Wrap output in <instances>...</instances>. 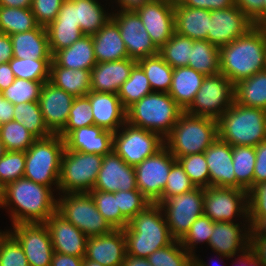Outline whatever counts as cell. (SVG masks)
<instances>
[{
  "mask_svg": "<svg viewBox=\"0 0 266 266\" xmlns=\"http://www.w3.org/2000/svg\"><path fill=\"white\" fill-rule=\"evenodd\" d=\"M238 260L240 261L239 266H265L253 255V253L249 249L241 253Z\"/></svg>",
  "mask_w": 266,
  "mask_h": 266,
  "instance_id": "67",
  "label": "cell"
},
{
  "mask_svg": "<svg viewBox=\"0 0 266 266\" xmlns=\"http://www.w3.org/2000/svg\"><path fill=\"white\" fill-rule=\"evenodd\" d=\"M151 92L153 91L144 70L136 63L131 69L129 78L122 84L117 94L122 106L127 109Z\"/></svg>",
  "mask_w": 266,
  "mask_h": 266,
  "instance_id": "40",
  "label": "cell"
},
{
  "mask_svg": "<svg viewBox=\"0 0 266 266\" xmlns=\"http://www.w3.org/2000/svg\"><path fill=\"white\" fill-rule=\"evenodd\" d=\"M176 161L164 146L134 167L137 189L152 203L162 196L170 169Z\"/></svg>",
  "mask_w": 266,
  "mask_h": 266,
  "instance_id": "14",
  "label": "cell"
},
{
  "mask_svg": "<svg viewBox=\"0 0 266 266\" xmlns=\"http://www.w3.org/2000/svg\"><path fill=\"white\" fill-rule=\"evenodd\" d=\"M193 266H209L206 262L200 260L197 256H193Z\"/></svg>",
  "mask_w": 266,
  "mask_h": 266,
  "instance_id": "72",
  "label": "cell"
},
{
  "mask_svg": "<svg viewBox=\"0 0 266 266\" xmlns=\"http://www.w3.org/2000/svg\"><path fill=\"white\" fill-rule=\"evenodd\" d=\"M13 57L18 59H52L45 26L10 35Z\"/></svg>",
  "mask_w": 266,
  "mask_h": 266,
  "instance_id": "30",
  "label": "cell"
},
{
  "mask_svg": "<svg viewBox=\"0 0 266 266\" xmlns=\"http://www.w3.org/2000/svg\"><path fill=\"white\" fill-rule=\"evenodd\" d=\"M126 254L123 229H114L105 235L88 237L84 258L103 266H122Z\"/></svg>",
  "mask_w": 266,
  "mask_h": 266,
  "instance_id": "23",
  "label": "cell"
},
{
  "mask_svg": "<svg viewBox=\"0 0 266 266\" xmlns=\"http://www.w3.org/2000/svg\"><path fill=\"white\" fill-rule=\"evenodd\" d=\"M234 102V83L222 73L206 76L185 112L218 119Z\"/></svg>",
  "mask_w": 266,
  "mask_h": 266,
  "instance_id": "11",
  "label": "cell"
},
{
  "mask_svg": "<svg viewBox=\"0 0 266 266\" xmlns=\"http://www.w3.org/2000/svg\"><path fill=\"white\" fill-rule=\"evenodd\" d=\"M248 249L266 266V236L249 235Z\"/></svg>",
  "mask_w": 266,
  "mask_h": 266,
  "instance_id": "61",
  "label": "cell"
},
{
  "mask_svg": "<svg viewBox=\"0 0 266 266\" xmlns=\"http://www.w3.org/2000/svg\"><path fill=\"white\" fill-rule=\"evenodd\" d=\"M91 70L62 68L53 60L50 64V82L74 97L86 96L91 91Z\"/></svg>",
  "mask_w": 266,
  "mask_h": 266,
  "instance_id": "34",
  "label": "cell"
},
{
  "mask_svg": "<svg viewBox=\"0 0 266 266\" xmlns=\"http://www.w3.org/2000/svg\"><path fill=\"white\" fill-rule=\"evenodd\" d=\"M252 27L251 21L236 5L210 11L207 41L219 48L246 34Z\"/></svg>",
  "mask_w": 266,
  "mask_h": 266,
  "instance_id": "17",
  "label": "cell"
},
{
  "mask_svg": "<svg viewBox=\"0 0 266 266\" xmlns=\"http://www.w3.org/2000/svg\"><path fill=\"white\" fill-rule=\"evenodd\" d=\"M13 120L22 124L36 138L52 135L45 125L38 101L14 105Z\"/></svg>",
  "mask_w": 266,
  "mask_h": 266,
  "instance_id": "41",
  "label": "cell"
},
{
  "mask_svg": "<svg viewBox=\"0 0 266 266\" xmlns=\"http://www.w3.org/2000/svg\"><path fill=\"white\" fill-rule=\"evenodd\" d=\"M176 160L196 187L210 186V173L204 152L178 157Z\"/></svg>",
  "mask_w": 266,
  "mask_h": 266,
  "instance_id": "50",
  "label": "cell"
},
{
  "mask_svg": "<svg viewBox=\"0 0 266 266\" xmlns=\"http://www.w3.org/2000/svg\"><path fill=\"white\" fill-rule=\"evenodd\" d=\"M92 39L97 63L129 58L119 27L112 18L92 35Z\"/></svg>",
  "mask_w": 266,
  "mask_h": 266,
  "instance_id": "29",
  "label": "cell"
},
{
  "mask_svg": "<svg viewBox=\"0 0 266 266\" xmlns=\"http://www.w3.org/2000/svg\"><path fill=\"white\" fill-rule=\"evenodd\" d=\"M247 225L243 230V228L240 229L239 223L214 222V230L208 245L223 258H231L237 253H243L249 245L250 226Z\"/></svg>",
  "mask_w": 266,
  "mask_h": 266,
  "instance_id": "26",
  "label": "cell"
},
{
  "mask_svg": "<svg viewBox=\"0 0 266 266\" xmlns=\"http://www.w3.org/2000/svg\"><path fill=\"white\" fill-rule=\"evenodd\" d=\"M152 42L160 49L175 33L174 5L152 0L135 10Z\"/></svg>",
  "mask_w": 266,
  "mask_h": 266,
  "instance_id": "19",
  "label": "cell"
},
{
  "mask_svg": "<svg viewBox=\"0 0 266 266\" xmlns=\"http://www.w3.org/2000/svg\"><path fill=\"white\" fill-rule=\"evenodd\" d=\"M86 96L91 104L94 125L115 133L126 123V109L118 94L91 90Z\"/></svg>",
  "mask_w": 266,
  "mask_h": 266,
  "instance_id": "25",
  "label": "cell"
},
{
  "mask_svg": "<svg viewBox=\"0 0 266 266\" xmlns=\"http://www.w3.org/2000/svg\"><path fill=\"white\" fill-rule=\"evenodd\" d=\"M7 152L6 148H5V145L1 139V135H0V158H2L5 153Z\"/></svg>",
  "mask_w": 266,
  "mask_h": 266,
  "instance_id": "74",
  "label": "cell"
},
{
  "mask_svg": "<svg viewBox=\"0 0 266 266\" xmlns=\"http://www.w3.org/2000/svg\"><path fill=\"white\" fill-rule=\"evenodd\" d=\"M60 197L57 198V212L87 237L105 235L114 230L97 210L89 193H65Z\"/></svg>",
  "mask_w": 266,
  "mask_h": 266,
  "instance_id": "9",
  "label": "cell"
},
{
  "mask_svg": "<svg viewBox=\"0 0 266 266\" xmlns=\"http://www.w3.org/2000/svg\"><path fill=\"white\" fill-rule=\"evenodd\" d=\"M218 138L231 146H257L266 140V110L236 103L217 119Z\"/></svg>",
  "mask_w": 266,
  "mask_h": 266,
  "instance_id": "4",
  "label": "cell"
},
{
  "mask_svg": "<svg viewBox=\"0 0 266 266\" xmlns=\"http://www.w3.org/2000/svg\"><path fill=\"white\" fill-rule=\"evenodd\" d=\"M204 155L210 173V186L237 189L232 146L217 138L204 151Z\"/></svg>",
  "mask_w": 266,
  "mask_h": 266,
  "instance_id": "24",
  "label": "cell"
},
{
  "mask_svg": "<svg viewBox=\"0 0 266 266\" xmlns=\"http://www.w3.org/2000/svg\"><path fill=\"white\" fill-rule=\"evenodd\" d=\"M0 135L7 151L26 152L37 139L22 124L14 120L0 125Z\"/></svg>",
  "mask_w": 266,
  "mask_h": 266,
  "instance_id": "47",
  "label": "cell"
},
{
  "mask_svg": "<svg viewBox=\"0 0 266 266\" xmlns=\"http://www.w3.org/2000/svg\"><path fill=\"white\" fill-rule=\"evenodd\" d=\"M235 5L251 21H254L263 10V0H235Z\"/></svg>",
  "mask_w": 266,
  "mask_h": 266,
  "instance_id": "60",
  "label": "cell"
},
{
  "mask_svg": "<svg viewBox=\"0 0 266 266\" xmlns=\"http://www.w3.org/2000/svg\"><path fill=\"white\" fill-rule=\"evenodd\" d=\"M52 59H18L13 57L9 65L15 78L31 81H49Z\"/></svg>",
  "mask_w": 266,
  "mask_h": 266,
  "instance_id": "45",
  "label": "cell"
},
{
  "mask_svg": "<svg viewBox=\"0 0 266 266\" xmlns=\"http://www.w3.org/2000/svg\"><path fill=\"white\" fill-rule=\"evenodd\" d=\"M193 40L176 32L159 49V55L172 68L188 66Z\"/></svg>",
  "mask_w": 266,
  "mask_h": 266,
  "instance_id": "42",
  "label": "cell"
},
{
  "mask_svg": "<svg viewBox=\"0 0 266 266\" xmlns=\"http://www.w3.org/2000/svg\"><path fill=\"white\" fill-rule=\"evenodd\" d=\"M74 98L50 81L43 84L38 102L45 125L52 134L64 129Z\"/></svg>",
  "mask_w": 266,
  "mask_h": 266,
  "instance_id": "21",
  "label": "cell"
},
{
  "mask_svg": "<svg viewBox=\"0 0 266 266\" xmlns=\"http://www.w3.org/2000/svg\"><path fill=\"white\" fill-rule=\"evenodd\" d=\"M51 190L54 191L25 177L8 183L2 196V207L10 208L12 225L45 223L57 211V199Z\"/></svg>",
  "mask_w": 266,
  "mask_h": 266,
  "instance_id": "1",
  "label": "cell"
},
{
  "mask_svg": "<svg viewBox=\"0 0 266 266\" xmlns=\"http://www.w3.org/2000/svg\"><path fill=\"white\" fill-rule=\"evenodd\" d=\"M14 104L0 93V125L13 120Z\"/></svg>",
  "mask_w": 266,
  "mask_h": 266,
  "instance_id": "66",
  "label": "cell"
},
{
  "mask_svg": "<svg viewBox=\"0 0 266 266\" xmlns=\"http://www.w3.org/2000/svg\"><path fill=\"white\" fill-rule=\"evenodd\" d=\"M248 216H266V182L248 191Z\"/></svg>",
  "mask_w": 266,
  "mask_h": 266,
  "instance_id": "57",
  "label": "cell"
},
{
  "mask_svg": "<svg viewBox=\"0 0 266 266\" xmlns=\"http://www.w3.org/2000/svg\"><path fill=\"white\" fill-rule=\"evenodd\" d=\"M266 60V29L252 27L246 34L220 47V73L236 84L263 71Z\"/></svg>",
  "mask_w": 266,
  "mask_h": 266,
  "instance_id": "2",
  "label": "cell"
},
{
  "mask_svg": "<svg viewBox=\"0 0 266 266\" xmlns=\"http://www.w3.org/2000/svg\"><path fill=\"white\" fill-rule=\"evenodd\" d=\"M123 126L113 135V151L130 166L135 167L165 146L164 139L154 132L127 122Z\"/></svg>",
  "mask_w": 266,
  "mask_h": 266,
  "instance_id": "10",
  "label": "cell"
},
{
  "mask_svg": "<svg viewBox=\"0 0 266 266\" xmlns=\"http://www.w3.org/2000/svg\"><path fill=\"white\" fill-rule=\"evenodd\" d=\"M54 252L84 258L88 237L57 211L45 222Z\"/></svg>",
  "mask_w": 266,
  "mask_h": 266,
  "instance_id": "22",
  "label": "cell"
},
{
  "mask_svg": "<svg viewBox=\"0 0 266 266\" xmlns=\"http://www.w3.org/2000/svg\"><path fill=\"white\" fill-rule=\"evenodd\" d=\"M13 58V47L10 35L0 32V64Z\"/></svg>",
  "mask_w": 266,
  "mask_h": 266,
  "instance_id": "63",
  "label": "cell"
},
{
  "mask_svg": "<svg viewBox=\"0 0 266 266\" xmlns=\"http://www.w3.org/2000/svg\"><path fill=\"white\" fill-rule=\"evenodd\" d=\"M93 190L112 193L138 190L134 167L128 165L114 151L104 155Z\"/></svg>",
  "mask_w": 266,
  "mask_h": 266,
  "instance_id": "20",
  "label": "cell"
},
{
  "mask_svg": "<svg viewBox=\"0 0 266 266\" xmlns=\"http://www.w3.org/2000/svg\"><path fill=\"white\" fill-rule=\"evenodd\" d=\"M97 210L114 229H124L129 221L121 214L117 203V192L92 190L89 192Z\"/></svg>",
  "mask_w": 266,
  "mask_h": 266,
  "instance_id": "43",
  "label": "cell"
},
{
  "mask_svg": "<svg viewBox=\"0 0 266 266\" xmlns=\"http://www.w3.org/2000/svg\"><path fill=\"white\" fill-rule=\"evenodd\" d=\"M117 203L121 214L130 221L139 212L144 211L152 202L139 190L118 191Z\"/></svg>",
  "mask_w": 266,
  "mask_h": 266,
  "instance_id": "55",
  "label": "cell"
},
{
  "mask_svg": "<svg viewBox=\"0 0 266 266\" xmlns=\"http://www.w3.org/2000/svg\"><path fill=\"white\" fill-rule=\"evenodd\" d=\"M234 101L246 107L266 110V71H260L234 84Z\"/></svg>",
  "mask_w": 266,
  "mask_h": 266,
  "instance_id": "35",
  "label": "cell"
},
{
  "mask_svg": "<svg viewBox=\"0 0 266 266\" xmlns=\"http://www.w3.org/2000/svg\"><path fill=\"white\" fill-rule=\"evenodd\" d=\"M82 266H103V265H101L98 262H94L92 260H87V259L84 258Z\"/></svg>",
  "mask_w": 266,
  "mask_h": 266,
  "instance_id": "73",
  "label": "cell"
},
{
  "mask_svg": "<svg viewBox=\"0 0 266 266\" xmlns=\"http://www.w3.org/2000/svg\"><path fill=\"white\" fill-rule=\"evenodd\" d=\"M218 138L216 119L183 112L164 139L165 147L177 159L204 152Z\"/></svg>",
  "mask_w": 266,
  "mask_h": 266,
  "instance_id": "6",
  "label": "cell"
},
{
  "mask_svg": "<svg viewBox=\"0 0 266 266\" xmlns=\"http://www.w3.org/2000/svg\"><path fill=\"white\" fill-rule=\"evenodd\" d=\"M203 214L213 222H234V216L248 221V192L236 188H204Z\"/></svg>",
  "mask_w": 266,
  "mask_h": 266,
  "instance_id": "13",
  "label": "cell"
},
{
  "mask_svg": "<svg viewBox=\"0 0 266 266\" xmlns=\"http://www.w3.org/2000/svg\"><path fill=\"white\" fill-rule=\"evenodd\" d=\"M111 15L98 1L64 0L56 19L52 22L79 24L83 34L93 35L111 19Z\"/></svg>",
  "mask_w": 266,
  "mask_h": 266,
  "instance_id": "18",
  "label": "cell"
},
{
  "mask_svg": "<svg viewBox=\"0 0 266 266\" xmlns=\"http://www.w3.org/2000/svg\"><path fill=\"white\" fill-rule=\"evenodd\" d=\"M15 81L9 62L0 64V93Z\"/></svg>",
  "mask_w": 266,
  "mask_h": 266,
  "instance_id": "65",
  "label": "cell"
},
{
  "mask_svg": "<svg viewBox=\"0 0 266 266\" xmlns=\"http://www.w3.org/2000/svg\"><path fill=\"white\" fill-rule=\"evenodd\" d=\"M111 18L117 23L125 43L128 57L133 60L159 54V49L152 42L140 17L135 11L119 10Z\"/></svg>",
  "mask_w": 266,
  "mask_h": 266,
  "instance_id": "16",
  "label": "cell"
},
{
  "mask_svg": "<svg viewBox=\"0 0 266 266\" xmlns=\"http://www.w3.org/2000/svg\"><path fill=\"white\" fill-rule=\"evenodd\" d=\"M181 5L213 11L233 7L235 0H183Z\"/></svg>",
  "mask_w": 266,
  "mask_h": 266,
  "instance_id": "59",
  "label": "cell"
},
{
  "mask_svg": "<svg viewBox=\"0 0 266 266\" xmlns=\"http://www.w3.org/2000/svg\"><path fill=\"white\" fill-rule=\"evenodd\" d=\"M122 266H152L147 258L134 257L126 254Z\"/></svg>",
  "mask_w": 266,
  "mask_h": 266,
  "instance_id": "69",
  "label": "cell"
},
{
  "mask_svg": "<svg viewBox=\"0 0 266 266\" xmlns=\"http://www.w3.org/2000/svg\"><path fill=\"white\" fill-rule=\"evenodd\" d=\"M249 235L266 236V216H248Z\"/></svg>",
  "mask_w": 266,
  "mask_h": 266,
  "instance_id": "64",
  "label": "cell"
},
{
  "mask_svg": "<svg viewBox=\"0 0 266 266\" xmlns=\"http://www.w3.org/2000/svg\"><path fill=\"white\" fill-rule=\"evenodd\" d=\"M0 208H2V196L0 195Z\"/></svg>",
  "mask_w": 266,
  "mask_h": 266,
  "instance_id": "78",
  "label": "cell"
},
{
  "mask_svg": "<svg viewBox=\"0 0 266 266\" xmlns=\"http://www.w3.org/2000/svg\"><path fill=\"white\" fill-rule=\"evenodd\" d=\"M103 156L64 149L58 190L65 193H89L93 190Z\"/></svg>",
  "mask_w": 266,
  "mask_h": 266,
  "instance_id": "8",
  "label": "cell"
},
{
  "mask_svg": "<svg viewBox=\"0 0 266 266\" xmlns=\"http://www.w3.org/2000/svg\"><path fill=\"white\" fill-rule=\"evenodd\" d=\"M46 81H31L15 78V81L1 92L4 98L16 105L39 101L41 89Z\"/></svg>",
  "mask_w": 266,
  "mask_h": 266,
  "instance_id": "48",
  "label": "cell"
},
{
  "mask_svg": "<svg viewBox=\"0 0 266 266\" xmlns=\"http://www.w3.org/2000/svg\"><path fill=\"white\" fill-rule=\"evenodd\" d=\"M204 188L196 187L181 195H173L163 201V209L170 234L181 240L193 222L203 215Z\"/></svg>",
  "mask_w": 266,
  "mask_h": 266,
  "instance_id": "12",
  "label": "cell"
},
{
  "mask_svg": "<svg viewBox=\"0 0 266 266\" xmlns=\"http://www.w3.org/2000/svg\"><path fill=\"white\" fill-rule=\"evenodd\" d=\"M183 112L169 93L154 91L126 109V122L165 139Z\"/></svg>",
  "mask_w": 266,
  "mask_h": 266,
  "instance_id": "5",
  "label": "cell"
},
{
  "mask_svg": "<svg viewBox=\"0 0 266 266\" xmlns=\"http://www.w3.org/2000/svg\"><path fill=\"white\" fill-rule=\"evenodd\" d=\"M137 63L144 70L153 92L154 90L155 92H169L173 68L159 54L142 58ZM160 89L161 91H159Z\"/></svg>",
  "mask_w": 266,
  "mask_h": 266,
  "instance_id": "37",
  "label": "cell"
},
{
  "mask_svg": "<svg viewBox=\"0 0 266 266\" xmlns=\"http://www.w3.org/2000/svg\"><path fill=\"white\" fill-rule=\"evenodd\" d=\"M92 125H94V118L89 98L87 96L75 97L67 124L59 135L65 139L73 130Z\"/></svg>",
  "mask_w": 266,
  "mask_h": 266,
  "instance_id": "49",
  "label": "cell"
},
{
  "mask_svg": "<svg viewBox=\"0 0 266 266\" xmlns=\"http://www.w3.org/2000/svg\"><path fill=\"white\" fill-rule=\"evenodd\" d=\"M255 154L253 186L266 182V140L255 146Z\"/></svg>",
  "mask_w": 266,
  "mask_h": 266,
  "instance_id": "58",
  "label": "cell"
},
{
  "mask_svg": "<svg viewBox=\"0 0 266 266\" xmlns=\"http://www.w3.org/2000/svg\"><path fill=\"white\" fill-rule=\"evenodd\" d=\"M0 266H29L23 248L7 230L0 236Z\"/></svg>",
  "mask_w": 266,
  "mask_h": 266,
  "instance_id": "53",
  "label": "cell"
},
{
  "mask_svg": "<svg viewBox=\"0 0 266 266\" xmlns=\"http://www.w3.org/2000/svg\"><path fill=\"white\" fill-rule=\"evenodd\" d=\"M25 172V152L7 151L0 158V178L7 185L24 176Z\"/></svg>",
  "mask_w": 266,
  "mask_h": 266,
  "instance_id": "54",
  "label": "cell"
},
{
  "mask_svg": "<svg viewBox=\"0 0 266 266\" xmlns=\"http://www.w3.org/2000/svg\"><path fill=\"white\" fill-rule=\"evenodd\" d=\"M70 1H81V0H70ZM84 1L97 2V0H84Z\"/></svg>",
  "mask_w": 266,
  "mask_h": 266,
  "instance_id": "77",
  "label": "cell"
},
{
  "mask_svg": "<svg viewBox=\"0 0 266 266\" xmlns=\"http://www.w3.org/2000/svg\"><path fill=\"white\" fill-rule=\"evenodd\" d=\"M188 67L205 76L220 73V48L207 40H193Z\"/></svg>",
  "mask_w": 266,
  "mask_h": 266,
  "instance_id": "36",
  "label": "cell"
},
{
  "mask_svg": "<svg viewBox=\"0 0 266 266\" xmlns=\"http://www.w3.org/2000/svg\"><path fill=\"white\" fill-rule=\"evenodd\" d=\"M118 2L120 10L135 11L145 3L152 0H115Z\"/></svg>",
  "mask_w": 266,
  "mask_h": 266,
  "instance_id": "68",
  "label": "cell"
},
{
  "mask_svg": "<svg viewBox=\"0 0 266 266\" xmlns=\"http://www.w3.org/2000/svg\"><path fill=\"white\" fill-rule=\"evenodd\" d=\"M175 32L192 40H207L210 11L202 8L174 6Z\"/></svg>",
  "mask_w": 266,
  "mask_h": 266,
  "instance_id": "31",
  "label": "cell"
},
{
  "mask_svg": "<svg viewBox=\"0 0 266 266\" xmlns=\"http://www.w3.org/2000/svg\"><path fill=\"white\" fill-rule=\"evenodd\" d=\"M147 259L152 266H193V256L179 240L154 251Z\"/></svg>",
  "mask_w": 266,
  "mask_h": 266,
  "instance_id": "46",
  "label": "cell"
},
{
  "mask_svg": "<svg viewBox=\"0 0 266 266\" xmlns=\"http://www.w3.org/2000/svg\"><path fill=\"white\" fill-rule=\"evenodd\" d=\"M167 179L162 196L155 202L156 204L160 205L173 195H181L196 188L178 161L172 165Z\"/></svg>",
  "mask_w": 266,
  "mask_h": 266,
  "instance_id": "51",
  "label": "cell"
},
{
  "mask_svg": "<svg viewBox=\"0 0 266 266\" xmlns=\"http://www.w3.org/2000/svg\"><path fill=\"white\" fill-rule=\"evenodd\" d=\"M167 3L172 4V5H177V4H181L183 2V0H165Z\"/></svg>",
  "mask_w": 266,
  "mask_h": 266,
  "instance_id": "75",
  "label": "cell"
},
{
  "mask_svg": "<svg viewBox=\"0 0 266 266\" xmlns=\"http://www.w3.org/2000/svg\"><path fill=\"white\" fill-rule=\"evenodd\" d=\"M206 76L188 66L173 68L169 95L185 111L194 100Z\"/></svg>",
  "mask_w": 266,
  "mask_h": 266,
  "instance_id": "33",
  "label": "cell"
},
{
  "mask_svg": "<svg viewBox=\"0 0 266 266\" xmlns=\"http://www.w3.org/2000/svg\"><path fill=\"white\" fill-rule=\"evenodd\" d=\"M45 28L52 56L57 51L70 47L84 35L79 24L50 22Z\"/></svg>",
  "mask_w": 266,
  "mask_h": 266,
  "instance_id": "44",
  "label": "cell"
},
{
  "mask_svg": "<svg viewBox=\"0 0 266 266\" xmlns=\"http://www.w3.org/2000/svg\"><path fill=\"white\" fill-rule=\"evenodd\" d=\"M64 0H33L31 10L36 22L47 26L54 21L61 9Z\"/></svg>",
  "mask_w": 266,
  "mask_h": 266,
  "instance_id": "56",
  "label": "cell"
},
{
  "mask_svg": "<svg viewBox=\"0 0 266 266\" xmlns=\"http://www.w3.org/2000/svg\"><path fill=\"white\" fill-rule=\"evenodd\" d=\"M52 60L62 68L91 70L97 64L92 35H82L70 47L57 51Z\"/></svg>",
  "mask_w": 266,
  "mask_h": 266,
  "instance_id": "32",
  "label": "cell"
},
{
  "mask_svg": "<svg viewBox=\"0 0 266 266\" xmlns=\"http://www.w3.org/2000/svg\"><path fill=\"white\" fill-rule=\"evenodd\" d=\"M163 214V209L159 204L151 203L129 221L123 229L127 254L148 258L154 251L175 240L170 234Z\"/></svg>",
  "mask_w": 266,
  "mask_h": 266,
  "instance_id": "3",
  "label": "cell"
},
{
  "mask_svg": "<svg viewBox=\"0 0 266 266\" xmlns=\"http://www.w3.org/2000/svg\"><path fill=\"white\" fill-rule=\"evenodd\" d=\"M113 135L111 131L103 130L96 125L80 127L64 139L65 148L104 156L113 151Z\"/></svg>",
  "mask_w": 266,
  "mask_h": 266,
  "instance_id": "28",
  "label": "cell"
},
{
  "mask_svg": "<svg viewBox=\"0 0 266 266\" xmlns=\"http://www.w3.org/2000/svg\"><path fill=\"white\" fill-rule=\"evenodd\" d=\"M39 24L31 8L0 6V32L8 35L36 29Z\"/></svg>",
  "mask_w": 266,
  "mask_h": 266,
  "instance_id": "39",
  "label": "cell"
},
{
  "mask_svg": "<svg viewBox=\"0 0 266 266\" xmlns=\"http://www.w3.org/2000/svg\"><path fill=\"white\" fill-rule=\"evenodd\" d=\"M6 185L2 182L0 178V195L3 196L4 191H5Z\"/></svg>",
  "mask_w": 266,
  "mask_h": 266,
  "instance_id": "76",
  "label": "cell"
},
{
  "mask_svg": "<svg viewBox=\"0 0 266 266\" xmlns=\"http://www.w3.org/2000/svg\"><path fill=\"white\" fill-rule=\"evenodd\" d=\"M253 25L266 29V0H263L262 13L253 21Z\"/></svg>",
  "mask_w": 266,
  "mask_h": 266,
  "instance_id": "71",
  "label": "cell"
},
{
  "mask_svg": "<svg viewBox=\"0 0 266 266\" xmlns=\"http://www.w3.org/2000/svg\"><path fill=\"white\" fill-rule=\"evenodd\" d=\"M33 0H0V6L14 8H31Z\"/></svg>",
  "mask_w": 266,
  "mask_h": 266,
  "instance_id": "70",
  "label": "cell"
},
{
  "mask_svg": "<svg viewBox=\"0 0 266 266\" xmlns=\"http://www.w3.org/2000/svg\"><path fill=\"white\" fill-rule=\"evenodd\" d=\"M11 234L24 250L29 266H51L54 249L45 223L12 225Z\"/></svg>",
  "mask_w": 266,
  "mask_h": 266,
  "instance_id": "15",
  "label": "cell"
},
{
  "mask_svg": "<svg viewBox=\"0 0 266 266\" xmlns=\"http://www.w3.org/2000/svg\"><path fill=\"white\" fill-rule=\"evenodd\" d=\"M233 167L237 189L249 191L253 187L255 168V147L232 146Z\"/></svg>",
  "mask_w": 266,
  "mask_h": 266,
  "instance_id": "38",
  "label": "cell"
},
{
  "mask_svg": "<svg viewBox=\"0 0 266 266\" xmlns=\"http://www.w3.org/2000/svg\"><path fill=\"white\" fill-rule=\"evenodd\" d=\"M64 149L65 140L59 134L37 138L25 152L23 177L51 188L56 184V189H58Z\"/></svg>",
  "mask_w": 266,
  "mask_h": 266,
  "instance_id": "7",
  "label": "cell"
},
{
  "mask_svg": "<svg viewBox=\"0 0 266 266\" xmlns=\"http://www.w3.org/2000/svg\"><path fill=\"white\" fill-rule=\"evenodd\" d=\"M214 230V222L204 214L198 217L190 227L189 231L180 240L184 249L194 256V248L198 243L206 242L209 244L211 234Z\"/></svg>",
  "mask_w": 266,
  "mask_h": 266,
  "instance_id": "52",
  "label": "cell"
},
{
  "mask_svg": "<svg viewBox=\"0 0 266 266\" xmlns=\"http://www.w3.org/2000/svg\"><path fill=\"white\" fill-rule=\"evenodd\" d=\"M136 63L131 58L97 63L91 69V90L117 94Z\"/></svg>",
  "mask_w": 266,
  "mask_h": 266,
  "instance_id": "27",
  "label": "cell"
},
{
  "mask_svg": "<svg viewBox=\"0 0 266 266\" xmlns=\"http://www.w3.org/2000/svg\"><path fill=\"white\" fill-rule=\"evenodd\" d=\"M84 258L54 252L51 266H82Z\"/></svg>",
  "mask_w": 266,
  "mask_h": 266,
  "instance_id": "62",
  "label": "cell"
}]
</instances>
